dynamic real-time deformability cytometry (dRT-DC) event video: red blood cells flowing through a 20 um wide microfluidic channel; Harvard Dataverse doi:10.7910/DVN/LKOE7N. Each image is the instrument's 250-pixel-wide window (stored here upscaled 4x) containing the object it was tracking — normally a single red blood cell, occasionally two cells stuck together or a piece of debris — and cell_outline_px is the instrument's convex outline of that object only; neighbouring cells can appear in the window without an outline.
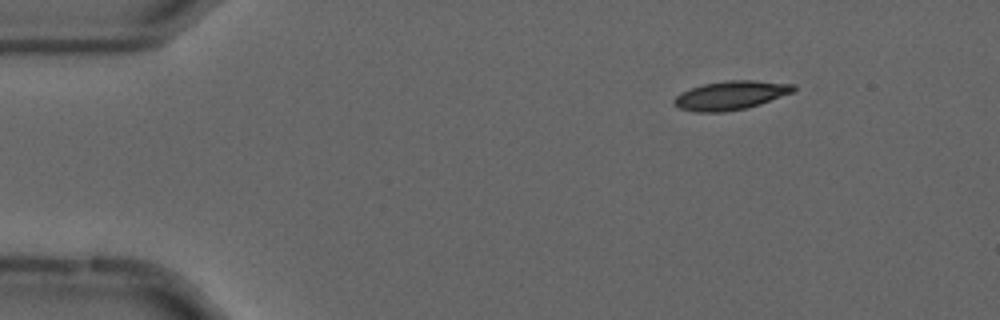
{"species": "common noctule bat (a hibernating species)", "species_latin": "Nyctalus noctula", "temperature_condition": "cold", "stored_images_in_passage": 56, "camera_frame_rate_fps": 3000, "um_per_image_px": 0.085, "animal": {"sex": "male", "forearm_length_mm": 52.5}, "frame": {"image": 1, "passage_image": 8, "time_ms": 2.333, "image_size_px": [1000, 320], "cell_outline_px": [[796, 88], [792, 92], [760, 104], [744, 108], [724, 112], [696, 112], [680, 108], [672, 104], [672, 100], [680, 92], [704, 84], [724, 80], [752, 80], [796, 84]], "centroid_in_image_um": [62.08, 8.1], "position_along_channel_um": 22.9, "area_um2": 20.0}}
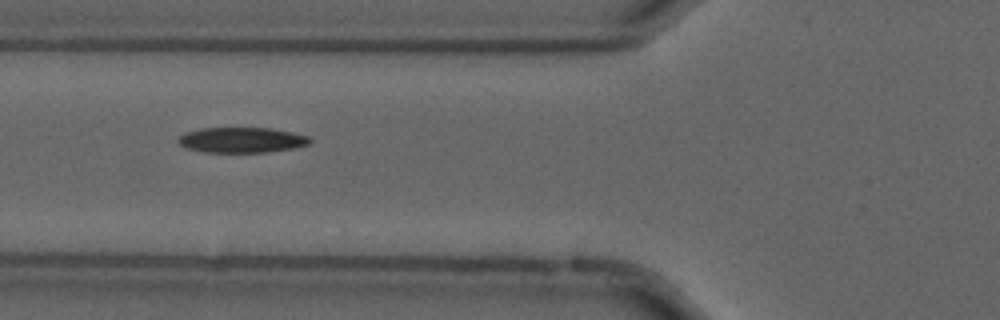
{"frame": {"image": 2, "passage_image": 21, "time_ms": 6.667, "image_size_px": [1000, 320], "cell_outline_px": [[312, 140], [308, 144], [292, 148], [268, 152], [204, 152], [184, 148], [176, 140], [184, 132], [200, 128], [272, 128], [292, 132], [308, 136]], "centroid_in_image_um": [20.5, 11.89], "position_along_channel_um": 105.3, "area_um2": 19.54}}
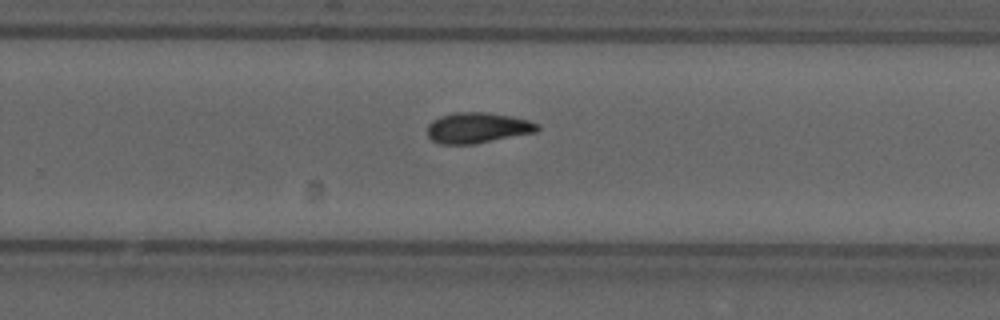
{"frame": {"image": 3, "passage_image": 36, "time_ms": 11.667, "image_size_px": [1000, 320], "cell_outline_px": [[540, 128], [536, 132], [476, 144], [440, 144], [432, 140], [428, 136], [428, 124], [432, 120], [440, 116], [456, 112], [488, 112], [512, 116], [528, 120], [540, 124]], "centroid_in_image_um": [40.6, 10.86], "position_along_channel_um": 289.2, "area_um2": 19.83}, "authors_computed_cell_mechanics": {"area_um2": 19.2763, "velocity_mm_per_s": 3.6797, "shape_relaxation_time_tau1_ms": 5.4872, "shape_relaxation_time_tau2_ms": 8.6972, "deformation_change_tau1": 0.1518, "deformation_change_tau2": 0.1553}}